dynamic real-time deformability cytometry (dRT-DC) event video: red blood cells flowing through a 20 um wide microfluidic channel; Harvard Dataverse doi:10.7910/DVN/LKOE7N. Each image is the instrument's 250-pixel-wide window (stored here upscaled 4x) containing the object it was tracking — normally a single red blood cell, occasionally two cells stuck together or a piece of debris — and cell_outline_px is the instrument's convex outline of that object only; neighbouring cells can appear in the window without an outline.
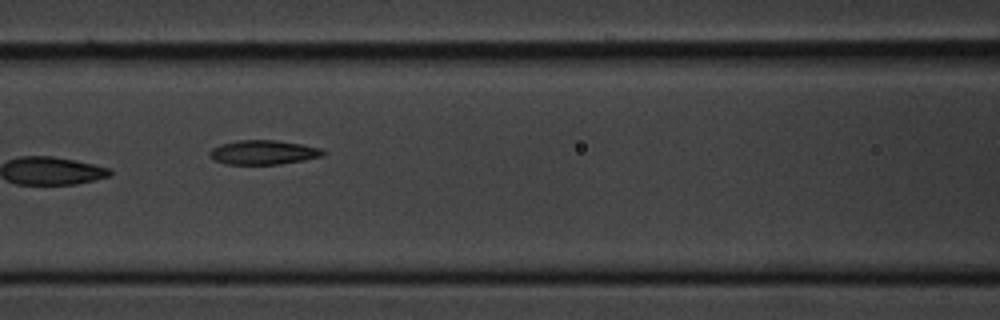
{"species": "common noctule bat (a hibernating species)", "species_latin": "Nyctalus noctula", "temperature_condition": "cold", "stored_images_in_passage": 11, "camera_frame_rate_fps": 3000, "um_per_image_px": 0.085, "animal": {"sex": "male", "body_mass_g": 20.1, "forearm_length_mm": 53.5}, "frame": {"image": 1, "passage_image": 7, "time_ms": 7.667, "image_size_px": [1000, 320], "cell_outline_px": [[328, 152], [324, 156], [304, 160], [280, 164], [224, 164], [212, 160], [208, 156], [208, 152], [212, 148], [220, 144], [236, 140], [276, 140], [300, 144], [320, 148]], "centroid_in_image_um": [22.35, 12.95], "position_along_channel_um": 144.2, "area_um2": 16.3}}
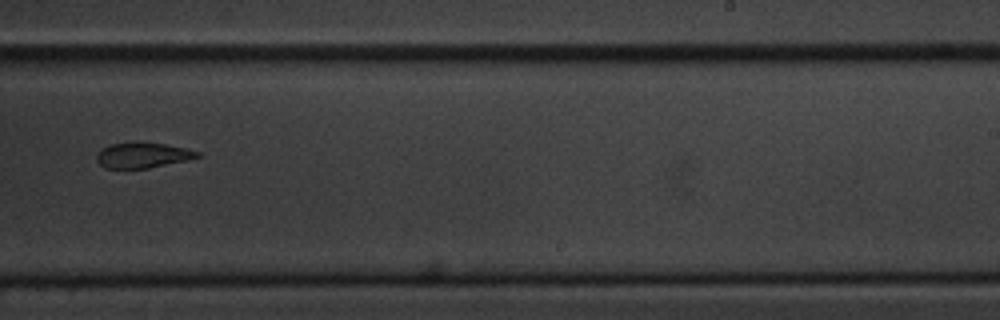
{"frame": {"image": 2, "passage_image": 10, "time_ms": 11.333, "image_size_px": [1000, 320], "cell_outline_px": [[200, 156], [188, 160], [148, 168], [104, 168], [96, 160], [96, 156], [100, 148], [112, 144], [136, 140], [164, 144], [184, 148], [200, 152]], "centroid_in_image_um": [12.09, 13.17], "position_along_channel_um": 276.9, "area_um2": 15.14}}
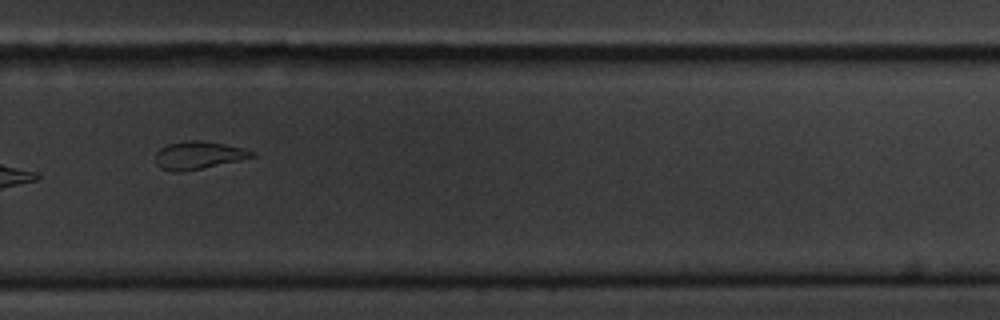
{"frame": {"image": 3, "passage_image": 11, "time_ms": 12.333, "image_size_px": [1000, 320], "cell_outline_px": [[256, 156], [240, 160], [184, 172], [172, 172], [160, 168], [156, 164], [156, 152], [160, 148], [168, 144], [188, 140], [200, 140], [224, 144], [244, 148], [256, 152]], "centroid_in_image_um": [16.86, 13.2], "position_along_channel_um": 312.9, "area_um2": 15.72}}